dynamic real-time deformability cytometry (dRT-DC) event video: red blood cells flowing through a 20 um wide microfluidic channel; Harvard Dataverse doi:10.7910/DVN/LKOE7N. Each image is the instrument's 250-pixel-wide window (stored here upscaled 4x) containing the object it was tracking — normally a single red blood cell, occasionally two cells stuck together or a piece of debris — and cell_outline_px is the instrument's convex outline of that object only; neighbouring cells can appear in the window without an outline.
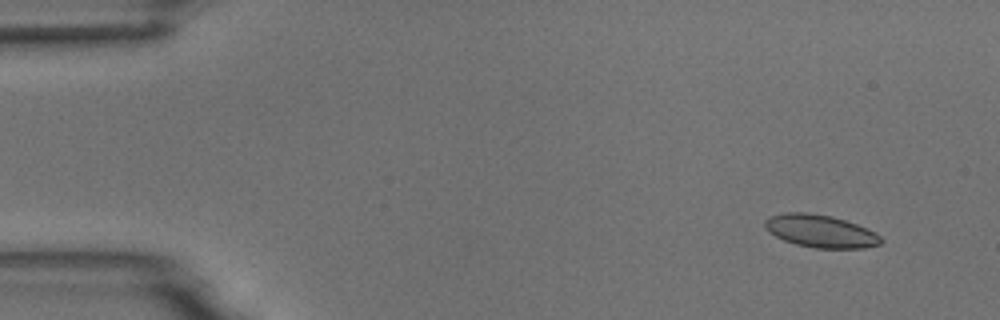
{"species": "common noctule bat (a hibernating species)", "species_latin": "Nyctalus noctula", "temperature_condition": "room temperature", "stored_images_in_passage": 4, "camera_frame_rate_fps": 3000, "um_per_image_px": 0.085, "animal": {"sex": "male", "body_mass_g": 18.8}, "frame": {"image": 1, "passage_image": 1, "time_ms": 0.0, "image_size_px": [1000, 320], "cell_outline_px": [[884, 240], [880, 244], [864, 248], [816, 248], [796, 244], [784, 240], [768, 232], [764, 228], [764, 220], [772, 216], [784, 212], [808, 212], [832, 216], [868, 228], [876, 232]], "centroid_in_image_um": [69.75, 19.64], "position_along_channel_um": 15.3, "area_um2": 22.2}}
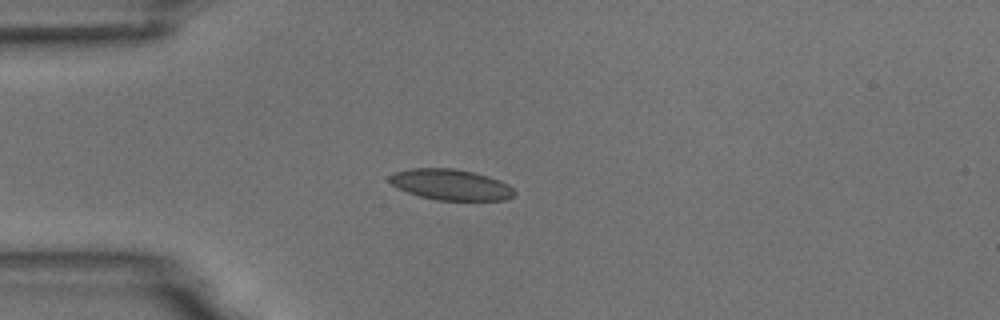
{"frame": {"image": 2, "passage_image": 4, "time_ms": 3.333, "image_size_px": [1000, 320], "cell_outline_px": [[516, 196], [504, 200], [436, 200], [420, 196], [408, 192], [392, 184], [388, 180], [388, 176], [392, 172], [408, 168], [452, 168], [472, 172], [488, 176], [500, 180], [508, 184], [516, 192]], "centroid_in_image_um": [38.32, 15.69], "position_along_channel_um": 46.7, "area_um2": 22.54}}